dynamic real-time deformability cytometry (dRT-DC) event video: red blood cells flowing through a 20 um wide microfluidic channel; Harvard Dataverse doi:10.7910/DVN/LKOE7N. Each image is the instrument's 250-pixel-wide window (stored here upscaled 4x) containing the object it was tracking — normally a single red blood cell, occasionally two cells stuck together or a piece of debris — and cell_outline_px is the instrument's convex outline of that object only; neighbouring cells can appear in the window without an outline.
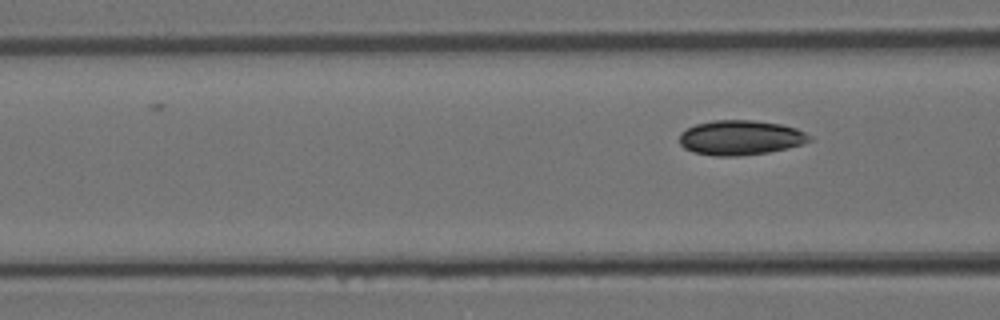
{"species": "Egyptian fruit bat (a non-hibernating species)", "species_latin": "Rousettus aegyptiacus", "temperature_condition": "room temperature", "stored_images_in_passage": 6, "camera_frame_rate_fps": 3000, "um_per_image_px": 0.085, "animal": {"sex": "female"}, "frame": {"image": 1, "passage_image": 6, "time_ms": 1.667, "image_size_px": [1000, 320], "cell_outline_px": [[812, 140], [788, 148], [768, 152], [740, 156], [712, 156], [692, 152], [684, 148], [680, 144], [680, 132], [696, 124], [712, 120], [752, 120], [780, 124], [796, 128], [812, 136]], "centroid_in_image_um": [62.92, 11.7], "position_along_channel_um": 103.7, "area_um2": 26.41}}